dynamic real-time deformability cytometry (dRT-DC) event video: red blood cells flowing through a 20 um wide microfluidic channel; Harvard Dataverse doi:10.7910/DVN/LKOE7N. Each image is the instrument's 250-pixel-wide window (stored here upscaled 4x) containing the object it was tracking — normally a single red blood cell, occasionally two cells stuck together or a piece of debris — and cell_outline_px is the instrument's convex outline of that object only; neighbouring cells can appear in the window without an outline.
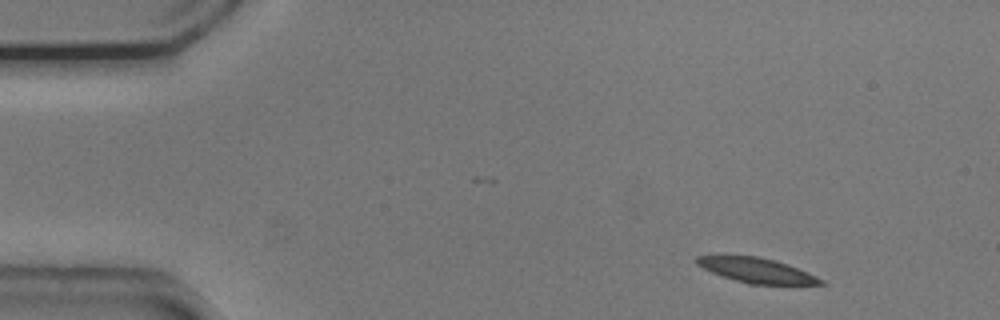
{"species": "common noctule bat (a hibernating species)", "species_latin": "Nyctalus noctula", "temperature_condition": "cold", "stored_images_in_passage": 50, "segment_of_instrument_passage": [1, 2], "camera_frame_rate_fps": 3000, "um_per_image_px": 0.085, "animal": {"sex": "male", "body_mass_g": 20.5, "forearm_length_mm": 52.5}, "frame": {"image": 1, "passage_image": 1, "time_ms": 0.0, "image_size_px": [1000, 320], "cell_outline_px": [[828, 284], [748, 284], [712, 272], [696, 264], [696, 256], [756, 256], [772, 260], [796, 268], [816, 276], [824, 280]], "centroid_in_image_um": [64.32, 22.99], "position_along_channel_um": 20.7, "area_um2": 17.34}}
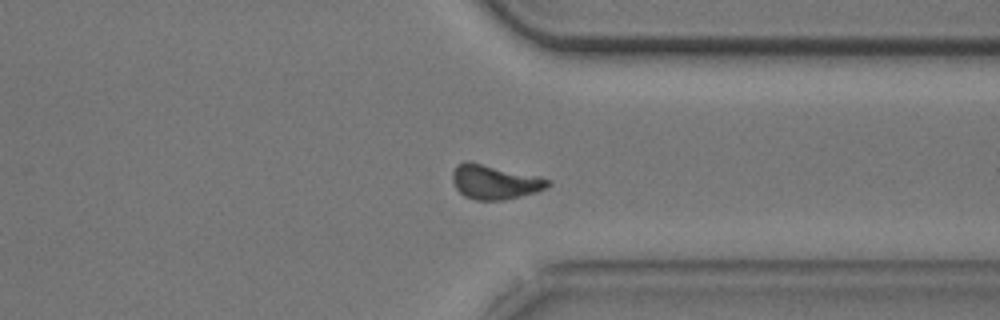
{"frame": {"image": 2, "passage_image": 36, "time_ms": 11.667, "image_size_px": [1000, 320], "cell_outline_px": [[552, 184], [536, 192], [504, 200], [476, 200], [464, 196], [456, 188], [452, 180], [452, 172], [456, 164], [464, 160], [468, 160], [540, 176], [552, 180]], "centroid_in_image_um": [42.04, 15.44], "position_along_channel_um": 369.4, "area_um2": 19.42}}
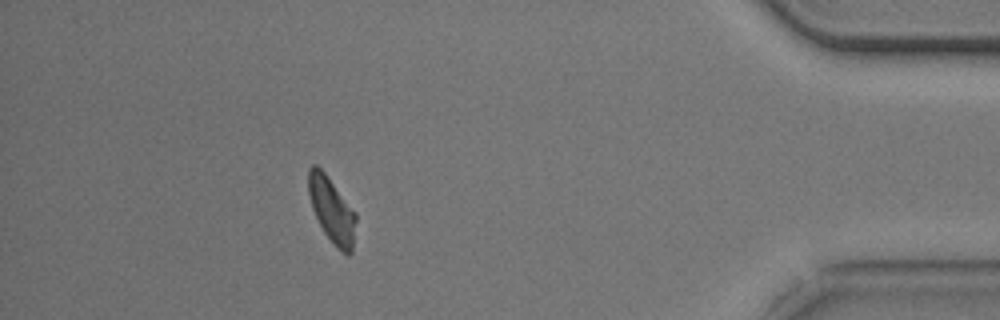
{"frame": {"image": 3, "passage_image": 43, "time_ms": 14.0, "image_size_px": [1000, 320], "cell_outline_px": [[356, 220], [352, 252], [348, 256], [324, 232], [312, 208], [308, 192], [308, 168], [312, 164], [316, 164], [324, 172], [356, 212]], "centroid_in_image_um": [28.19, 17.8], "position_along_channel_um": 407.0, "area_um2": 17.69}}